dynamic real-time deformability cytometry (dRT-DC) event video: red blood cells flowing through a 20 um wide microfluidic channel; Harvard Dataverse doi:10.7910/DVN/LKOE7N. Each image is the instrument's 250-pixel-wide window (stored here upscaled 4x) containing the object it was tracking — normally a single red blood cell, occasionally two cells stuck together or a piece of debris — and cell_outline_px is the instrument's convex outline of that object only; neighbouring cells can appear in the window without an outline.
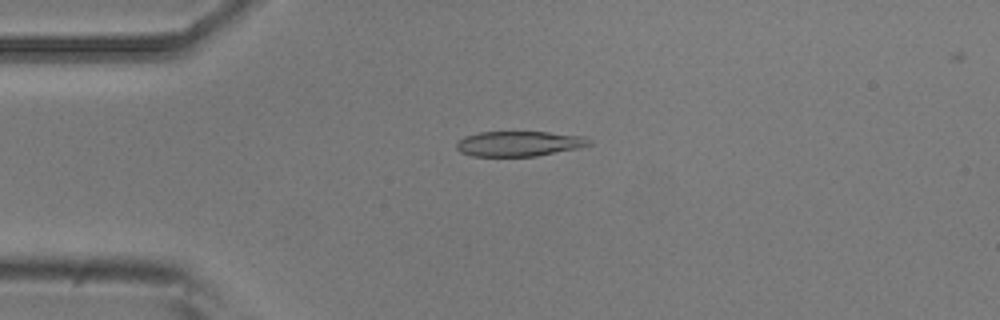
{"species": "common noctule bat (a hibernating species)", "species_latin": "Nyctalus noctula", "temperature_condition": "room temperature", "stored_images_in_passage": 5, "camera_frame_rate_fps": 3000, "um_per_image_px": 0.085, "animal": {"sex": "male", "body_mass_g": 20.5, "forearm_length_mm": 52.5}, "frame": {"image": 1, "passage_image": 4, "time_ms": 1.0, "image_size_px": [1000, 320], "cell_outline_px": [[592, 144], [580, 148], [536, 156], [472, 156], [460, 152], [456, 148], [456, 144], [464, 136], [480, 132], [548, 132], [584, 136], [592, 140]], "centroid_in_image_um": [44.15, 12.21], "position_along_channel_um": 40.8, "area_um2": 19.54}}